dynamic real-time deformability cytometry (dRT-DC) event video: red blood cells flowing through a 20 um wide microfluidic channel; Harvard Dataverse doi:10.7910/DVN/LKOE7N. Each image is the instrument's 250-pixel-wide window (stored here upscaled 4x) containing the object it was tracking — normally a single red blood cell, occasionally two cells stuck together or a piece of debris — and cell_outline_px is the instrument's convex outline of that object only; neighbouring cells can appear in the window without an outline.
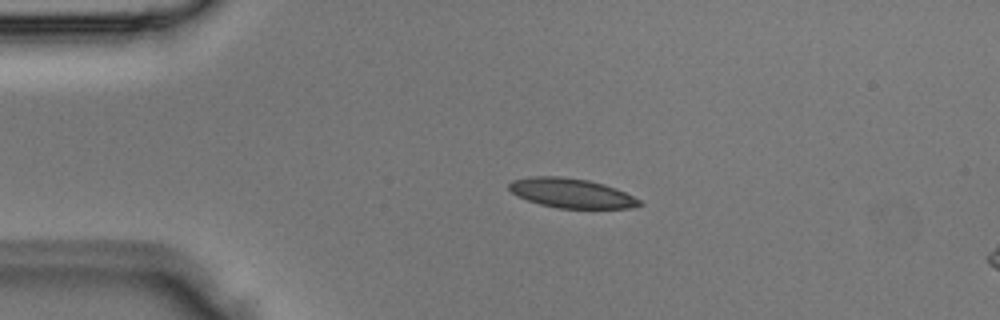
{"species": "Egyptian fruit bat (a non-hibernating species)", "species_latin": "Rousettus aegyptiacus", "temperature_condition": "room temperature", "stored_images_in_passage": 4, "camera_frame_rate_fps": 3000, "um_per_image_px": 0.085, "animal": {"sex": "male"}, "frame": {"image": 1, "passage_image": 2, "time_ms": 0.333, "image_size_px": [1000, 320], "cell_outline_px": [[644, 204], [632, 208], [556, 208], [540, 204], [528, 200], [512, 192], [508, 188], [508, 184], [512, 180], [532, 176], [560, 176], [588, 180], [604, 184], [616, 188], [640, 200]], "centroid_in_image_um": [48.57, 16.41], "position_along_channel_um": 36.4, "area_um2": 22.31}}